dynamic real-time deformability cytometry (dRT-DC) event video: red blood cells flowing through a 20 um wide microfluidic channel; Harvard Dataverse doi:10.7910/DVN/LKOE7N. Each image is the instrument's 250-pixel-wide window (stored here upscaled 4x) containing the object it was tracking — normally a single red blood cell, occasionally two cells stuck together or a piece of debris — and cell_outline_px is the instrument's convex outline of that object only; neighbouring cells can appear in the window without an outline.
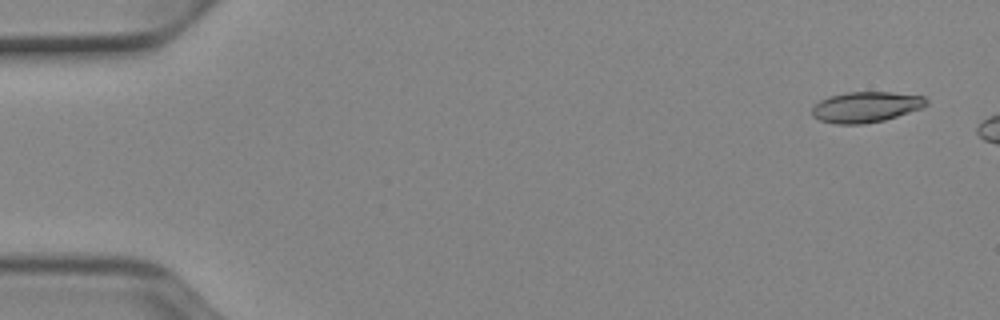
{"species": "Egyptian fruit bat (a non-hibernating species)", "species_latin": "Rousettus aegyptiacus", "temperature_condition": "cold", "stored_images_in_passage": 6, "camera_frame_rate_fps": 3000, "um_per_image_px": 0.085, "animal": {"sex": "female"}, "frame": {"image": 1, "passage_image": 1, "time_ms": 0.0, "image_size_px": [1000, 320], "cell_outline_px": [[928, 104], [924, 108], [884, 120], [864, 124], [836, 124], [820, 120], [812, 116], [812, 108], [820, 100], [832, 96], [848, 92], [892, 92], [924, 96], [928, 100]], "centroid_in_image_um": [73.65, 9.1], "position_along_channel_um": 11.4, "area_um2": 20.46}}